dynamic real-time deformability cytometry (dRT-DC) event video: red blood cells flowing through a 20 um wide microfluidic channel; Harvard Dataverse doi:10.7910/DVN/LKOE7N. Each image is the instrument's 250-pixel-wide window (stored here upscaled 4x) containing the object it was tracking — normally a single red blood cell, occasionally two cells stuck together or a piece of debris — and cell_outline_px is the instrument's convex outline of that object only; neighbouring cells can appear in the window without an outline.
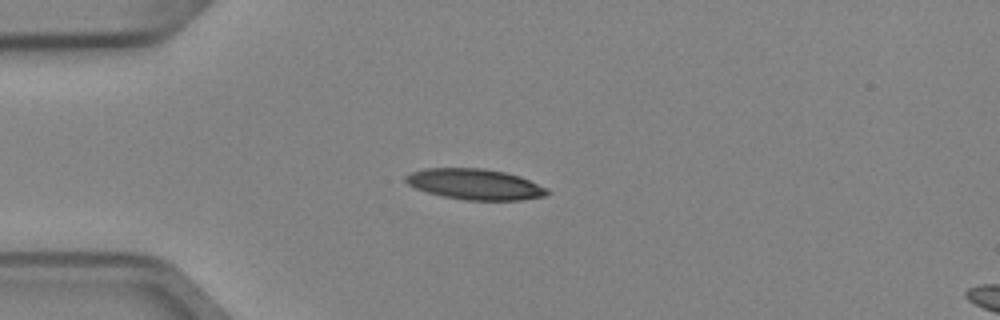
{"species": "Egyptian fruit bat (a non-hibernating species)", "species_latin": "Rousettus aegyptiacus", "temperature_condition": "cold", "stored_images_in_passage": 5, "camera_frame_rate_fps": 3000, "um_per_image_px": 0.085, "animal": {"sex": "female"}, "frame": {"image": 1, "passage_image": 3, "time_ms": 0.667, "image_size_px": [1000, 320], "cell_outline_px": [[548, 192], [544, 196], [520, 200], [464, 200], [444, 196], [428, 192], [416, 188], [408, 184], [404, 180], [404, 176], [412, 172], [424, 168], [484, 168], [504, 172], [520, 176], [548, 188]], "centroid_in_image_um": [40.36, 15.65], "position_along_channel_um": 44.6, "area_um2": 25.26}}
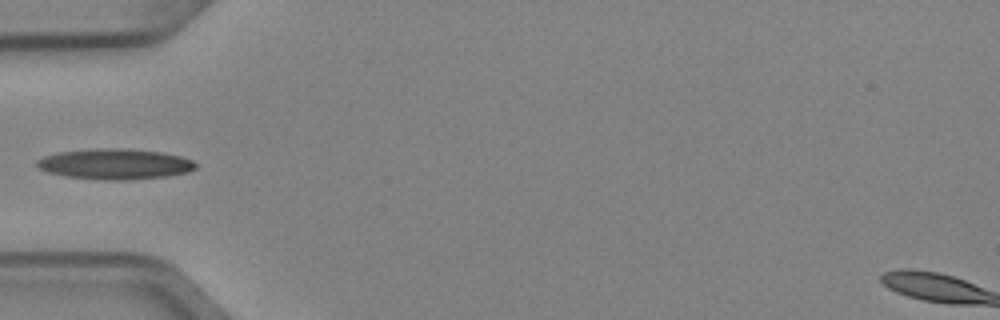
{"frame": {"image": 2, "passage_image": 4, "time_ms": 1.0, "image_size_px": [1000, 320], "cell_outline_px": [[196, 168], [188, 172], [164, 176], [128, 180], [108, 180], [64, 176], [48, 172], [40, 168], [36, 164], [36, 160], [44, 156], [60, 152], [96, 148], [128, 148], [160, 152], [180, 156], [192, 160], [196, 164]], "centroid_in_image_um": [9.77, 13.94], "position_along_channel_um": 75.2, "area_um2": 28.15}}
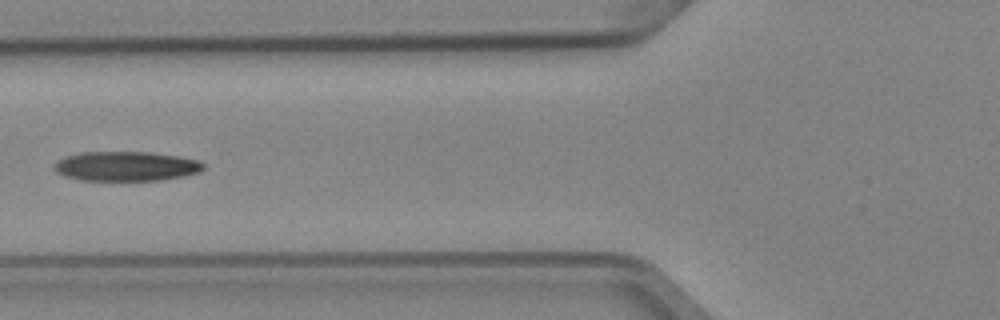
{"frame": {"image": 3, "passage_image": 5, "time_ms": 1.333, "image_size_px": [1000, 320], "cell_outline_px": [[204, 168], [200, 172], [184, 176], [160, 180], [80, 180], [64, 176], [56, 172], [52, 168], [64, 156], [84, 152], [148, 152], [176, 156], [196, 160], [204, 164]], "centroid_in_image_um": [10.7, 14.13], "position_along_channel_um": 115.1, "area_um2": 25.55}}